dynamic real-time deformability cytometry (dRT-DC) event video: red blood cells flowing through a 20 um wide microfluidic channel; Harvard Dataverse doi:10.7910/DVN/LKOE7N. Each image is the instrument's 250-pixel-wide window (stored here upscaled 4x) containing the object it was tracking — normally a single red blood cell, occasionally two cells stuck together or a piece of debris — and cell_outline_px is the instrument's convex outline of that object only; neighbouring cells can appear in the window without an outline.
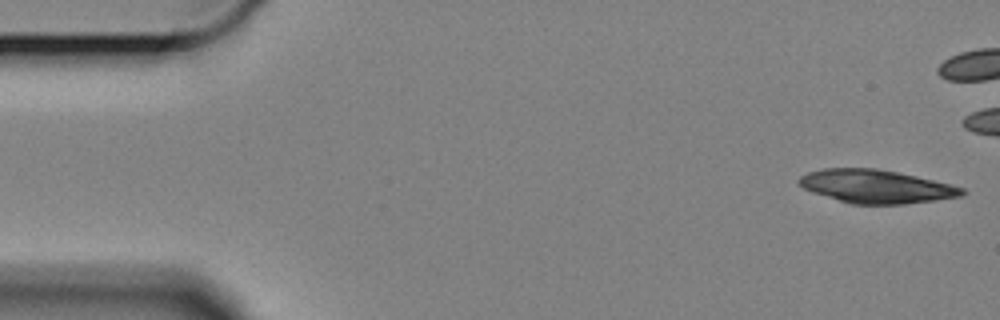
{"species": "Egyptian fruit bat (a non-hibernating species)", "species_latin": "Rousettus aegyptiacus", "temperature_condition": "cold", "stored_images_in_passage": 16, "camera_frame_rate_fps": 3000, "um_per_image_px": 0.085, "animal": {"sex": "female"}, "frame": {"image": 1, "passage_image": 1, "time_ms": 0.0, "image_size_px": [1000, 320], "cell_outline_px": [[968, 192], [960, 196], [932, 200], [900, 204], [852, 204], [812, 192], [804, 188], [796, 180], [800, 176], [808, 172], [824, 168], [876, 168], [916, 176], [964, 188]], "centroid_in_image_um": [74.43, 15.84], "position_along_channel_um": 10.6, "area_um2": 31.27}}